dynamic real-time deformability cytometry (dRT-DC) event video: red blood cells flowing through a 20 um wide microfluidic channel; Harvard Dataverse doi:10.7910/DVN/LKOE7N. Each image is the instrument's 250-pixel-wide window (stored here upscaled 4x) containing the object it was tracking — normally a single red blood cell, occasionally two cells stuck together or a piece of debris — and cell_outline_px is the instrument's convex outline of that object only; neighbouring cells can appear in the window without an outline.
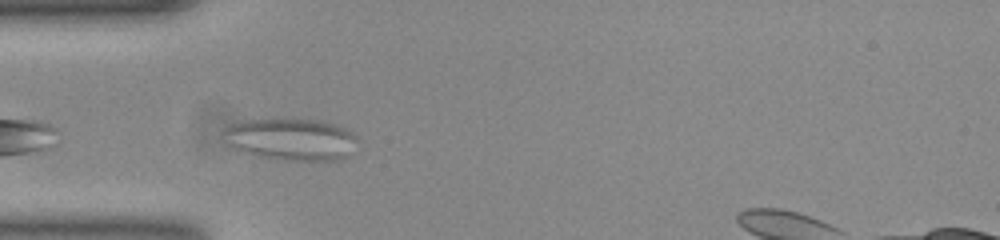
{"species": "common noctule bat (a hibernating species)", "species_latin": "Nyctalus noctula", "temperature_condition": "room temperature", "stored_images_in_passage": 5, "camera_frame_rate_fps": 3000, "um_per_image_px": 0.085, "animal": {"sex": "female", "body_mass_g": 23.0, "forearm_length_mm": 53.4}, "frame": {"image": 1, "passage_image": 2, "time_ms": 0.333, "image_size_px": [1000, 240], "cell_outline_px": [[356, 136], [348, 156], [340, 160], [296, 160], [260, 156], [244, 152], [236, 148], [232, 144], [224, 132], [228, 128], [236, 124], [248, 120], [316, 120], [336, 124], [352, 132]], "centroid_in_image_um": [24.84, 11.85], "position_along_channel_um": 60.2, "area_um2": 31.33}}